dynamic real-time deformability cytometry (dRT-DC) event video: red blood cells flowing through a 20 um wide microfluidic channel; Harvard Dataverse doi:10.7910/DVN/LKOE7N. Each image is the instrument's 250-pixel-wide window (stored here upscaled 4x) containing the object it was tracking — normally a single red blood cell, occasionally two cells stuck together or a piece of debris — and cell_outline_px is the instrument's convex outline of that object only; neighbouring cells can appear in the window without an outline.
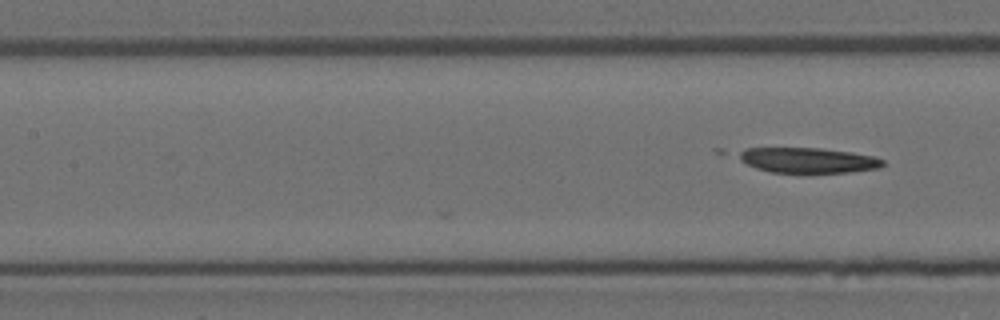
{"species": "Egyptian fruit bat (a non-hibernating species)", "species_latin": "Rousettus aegyptiacus", "temperature_condition": "room temperature", "stored_images_in_passage": 8, "camera_frame_rate_fps": 3000, "um_per_image_px": 0.085, "animal": {"sex": "female"}, "frame": {"image": 1, "passage_image": 8, "time_ms": 2.333, "image_size_px": [1000, 320], "cell_outline_px": [[884, 164], [880, 168], [848, 172], [772, 172], [756, 168], [740, 160], [736, 152], [744, 148], [824, 148], [852, 152], [876, 156], [884, 160]], "centroid_in_image_um": [68.69, 13.6], "position_along_channel_um": 138.7, "area_um2": 21.27}}